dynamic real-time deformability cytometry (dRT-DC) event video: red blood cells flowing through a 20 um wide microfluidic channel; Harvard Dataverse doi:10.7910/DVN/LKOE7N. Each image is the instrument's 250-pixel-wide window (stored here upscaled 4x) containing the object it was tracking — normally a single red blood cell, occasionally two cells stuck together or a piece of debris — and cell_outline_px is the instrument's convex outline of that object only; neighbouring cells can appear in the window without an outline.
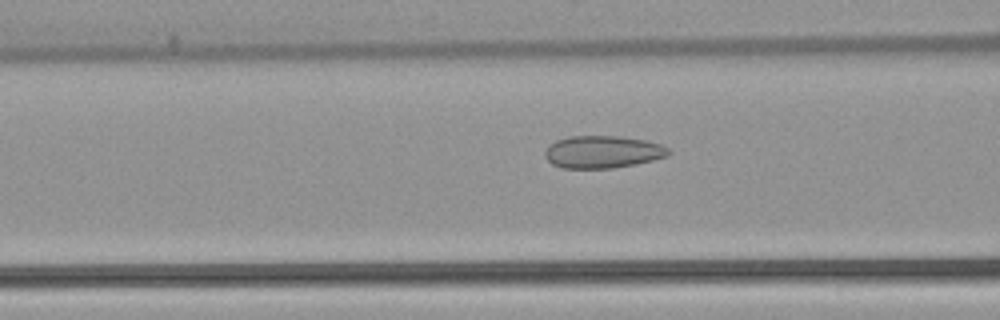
{"species": "common noctule bat (a hibernating species)", "species_latin": "Nyctalus noctula", "temperature_condition": "warm", "stored_images_in_passage": 50, "camera_frame_rate_fps": 3000, "um_per_image_px": 0.085, "animal": {"sex": "female", "body_mass_g": 22.7, "forearm_length_mm": 54.2}, "frame": {"image": 1, "passage_image": 18, "time_ms": 5.667, "image_size_px": [1000, 320], "cell_outline_px": [[672, 152], [668, 156], [636, 164], [612, 168], [564, 168], [552, 164], [544, 156], [544, 152], [556, 140], [572, 136], [620, 136], [644, 140], [660, 144], [668, 148]], "centroid_in_image_um": [51.25, 12.91], "position_along_channel_um": 115.4, "area_um2": 23.24}}
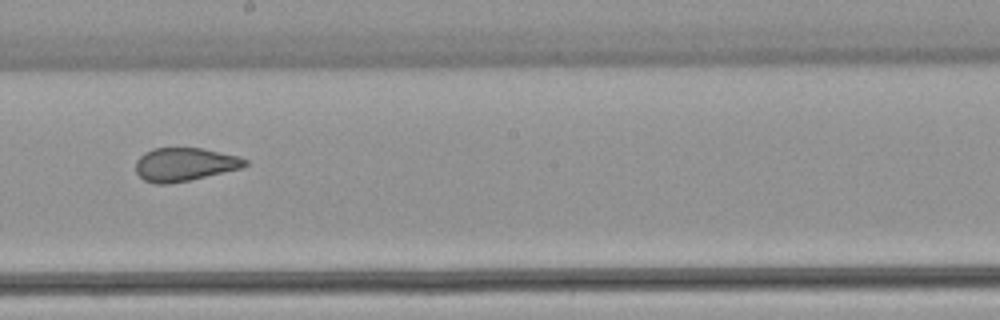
{"frame": {"image": 2, "passage_image": 27, "time_ms": 8.667, "image_size_px": [1000, 320], "cell_outline_px": [[248, 164], [240, 168], [188, 180], [168, 184], [156, 184], [144, 180], [136, 172], [136, 160], [144, 152], [152, 148], [200, 148], [240, 156], [248, 160]], "centroid_in_image_um": [15.67, 13.96], "position_along_channel_um": 232.5, "area_um2": 21.1}}
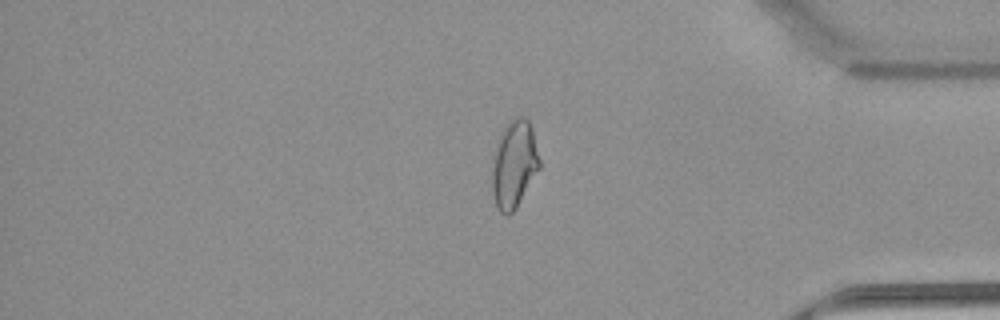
{"frame": {"image": 3, "passage_image": 41, "time_ms": 13.333, "image_size_px": [1000, 320], "cell_outline_px": [[540, 168], [516, 208], [508, 216], [500, 212], [496, 204], [492, 188], [492, 156], [500, 132], [504, 124], [516, 116], [524, 116], [528, 120], [532, 128], [540, 160]], "centroid_in_image_um": [43.69, 13.92], "position_along_channel_um": 391.5, "area_um2": 24.45}, "authors_computed_cell_mechanics": {"area_um2": 24.276, "velocity_mm_per_s": 3.916, "shape_relaxation_time_tau1_ms": null, "shape_relaxation_time_tau2_ms": 0.9965, "deformation_change_tau1": null, "deformation_change_tau2": 0.0833}}